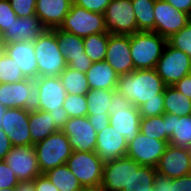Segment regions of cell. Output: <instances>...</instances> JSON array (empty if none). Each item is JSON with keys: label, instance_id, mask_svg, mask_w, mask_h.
I'll use <instances>...</instances> for the list:
<instances>
[{"label": "cell", "instance_id": "cell-1", "mask_svg": "<svg viewBox=\"0 0 191 191\" xmlns=\"http://www.w3.org/2000/svg\"><path fill=\"white\" fill-rule=\"evenodd\" d=\"M156 175V168L141 166L126 155L104 164L100 187L103 191H135L140 184L154 183Z\"/></svg>", "mask_w": 191, "mask_h": 191}, {"label": "cell", "instance_id": "cell-2", "mask_svg": "<svg viewBox=\"0 0 191 191\" xmlns=\"http://www.w3.org/2000/svg\"><path fill=\"white\" fill-rule=\"evenodd\" d=\"M165 87L154 68L120 75L116 90L138 108L148 100L159 99V94H164Z\"/></svg>", "mask_w": 191, "mask_h": 191}, {"label": "cell", "instance_id": "cell-3", "mask_svg": "<svg viewBox=\"0 0 191 191\" xmlns=\"http://www.w3.org/2000/svg\"><path fill=\"white\" fill-rule=\"evenodd\" d=\"M166 44L167 39L154 31H138L130 35V52L134 69H154Z\"/></svg>", "mask_w": 191, "mask_h": 191}, {"label": "cell", "instance_id": "cell-4", "mask_svg": "<svg viewBox=\"0 0 191 191\" xmlns=\"http://www.w3.org/2000/svg\"><path fill=\"white\" fill-rule=\"evenodd\" d=\"M33 43L38 77H59L67 64L59 49L56 33L46 29Z\"/></svg>", "mask_w": 191, "mask_h": 191}, {"label": "cell", "instance_id": "cell-5", "mask_svg": "<svg viewBox=\"0 0 191 191\" xmlns=\"http://www.w3.org/2000/svg\"><path fill=\"white\" fill-rule=\"evenodd\" d=\"M110 102L109 125L121 133L128 144L140 132L141 115L139 110L117 90L113 93Z\"/></svg>", "mask_w": 191, "mask_h": 191}, {"label": "cell", "instance_id": "cell-6", "mask_svg": "<svg viewBox=\"0 0 191 191\" xmlns=\"http://www.w3.org/2000/svg\"><path fill=\"white\" fill-rule=\"evenodd\" d=\"M42 174L48 170L66 164L73 149L68 137L60 130L33 145Z\"/></svg>", "mask_w": 191, "mask_h": 191}, {"label": "cell", "instance_id": "cell-7", "mask_svg": "<svg viewBox=\"0 0 191 191\" xmlns=\"http://www.w3.org/2000/svg\"><path fill=\"white\" fill-rule=\"evenodd\" d=\"M40 92L34 79H24L11 84L0 83V103L6 108H22L35 112L40 106Z\"/></svg>", "mask_w": 191, "mask_h": 191}, {"label": "cell", "instance_id": "cell-8", "mask_svg": "<svg viewBox=\"0 0 191 191\" xmlns=\"http://www.w3.org/2000/svg\"><path fill=\"white\" fill-rule=\"evenodd\" d=\"M66 164L83 188L100 187L104 163L95 151H73Z\"/></svg>", "mask_w": 191, "mask_h": 191}, {"label": "cell", "instance_id": "cell-9", "mask_svg": "<svg viewBox=\"0 0 191 191\" xmlns=\"http://www.w3.org/2000/svg\"><path fill=\"white\" fill-rule=\"evenodd\" d=\"M59 28L82 38L106 33L104 14L88 11L75 3Z\"/></svg>", "mask_w": 191, "mask_h": 191}, {"label": "cell", "instance_id": "cell-10", "mask_svg": "<svg viewBox=\"0 0 191 191\" xmlns=\"http://www.w3.org/2000/svg\"><path fill=\"white\" fill-rule=\"evenodd\" d=\"M190 65V57L167 42L155 70L166 86H174L191 73Z\"/></svg>", "mask_w": 191, "mask_h": 191}, {"label": "cell", "instance_id": "cell-11", "mask_svg": "<svg viewBox=\"0 0 191 191\" xmlns=\"http://www.w3.org/2000/svg\"><path fill=\"white\" fill-rule=\"evenodd\" d=\"M106 32L116 35H133L138 32L131 0H111L104 12Z\"/></svg>", "mask_w": 191, "mask_h": 191}, {"label": "cell", "instance_id": "cell-12", "mask_svg": "<svg viewBox=\"0 0 191 191\" xmlns=\"http://www.w3.org/2000/svg\"><path fill=\"white\" fill-rule=\"evenodd\" d=\"M52 30L56 33V40L67 66L86 73L93 62L85 54L83 38L64 31L59 27Z\"/></svg>", "mask_w": 191, "mask_h": 191}, {"label": "cell", "instance_id": "cell-13", "mask_svg": "<svg viewBox=\"0 0 191 191\" xmlns=\"http://www.w3.org/2000/svg\"><path fill=\"white\" fill-rule=\"evenodd\" d=\"M168 145L165 140H157L139 132L127 145V156L135 160L141 166L156 168L161 156Z\"/></svg>", "mask_w": 191, "mask_h": 191}, {"label": "cell", "instance_id": "cell-14", "mask_svg": "<svg viewBox=\"0 0 191 191\" xmlns=\"http://www.w3.org/2000/svg\"><path fill=\"white\" fill-rule=\"evenodd\" d=\"M4 161L20 181L34 180L42 174L34 146H13Z\"/></svg>", "mask_w": 191, "mask_h": 191}, {"label": "cell", "instance_id": "cell-15", "mask_svg": "<svg viewBox=\"0 0 191 191\" xmlns=\"http://www.w3.org/2000/svg\"><path fill=\"white\" fill-rule=\"evenodd\" d=\"M155 32L168 39L190 22L189 14L175 9L165 0H155Z\"/></svg>", "mask_w": 191, "mask_h": 191}, {"label": "cell", "instance_id": "cell-16", "mask_svg": "<svg viewBox=\"0 0 191 191\" xmlns=\"http://www.w3.org/2000/svg\"><path fill=\"white\" fill-rule=\"evenodd\" d=\"M158 174L178 178L191 173V149L168 143L156 166Z\"/></svg>", "mask_w": 191, "mask_h": 191}, {"label": "cell", "instance_id": "cell-17", "mask_svg": "<svg viewBox=\"0 0 191 191\" xmlns=\"http://www.w3.org/2000/svg\"><path fill=\"white\" fill-rule=\"evenodd\" d=\"M61 131L68 137L73 151H95L97 132L87 116L69 118Z\"/></svg>", "mask_w": 191, "mask_h": 191}, {"label": "cell", "instance_id": "cell-18", "mask_svg": "<svg viewBox=\"0 0 191 191\" xmlns=\"http://www.w3.org/2000/svg\"><path fill=\"white\" fill-rule=\"evenodd\" d=\"M105 61L118 76L135 70L130 52V35H109Z\"/></svg>", "mask_w": 191, "mask_h": 191}, {"label": "cell", "instance_id": "cell-19", "mask_svg": "<svg viewBox=\"0 0 191 191\" xmlns=\"http://www.w3.org/2000/svg\"><path fill=\"white\" fill-rule=\"evenodd\" d=\"M1 129L7 134L12 146L31 145L29 112L22 108H7Z\"/></svg>", "mask_w": 191, "mask_h": 191}, {"label": "cell", "instance_id": "cell-20", "mask_svg": "<svg viewBox=\"0 0 191 191\" xmlns=\"http://www.w3.org/2000/svg\"><path fill=\"white\" fill-rule=\"evenodd\" d=\"M127 145L125 137L108 125L97 133L95 152L105 164L126 156Z\"/></svg>", "mask_w": 191, "mask_h": 191}, {"label": "cell", "instance_id": "cell-21", "mask_svg": "<svg viewBox=\"0 0 191 191\" xmlns=\"http://www.w3.org/2000/svg\"><path fill=\"white\" fill-rule=\"evenodd\" d=\"M34 81L40 92L39 110L46 112L60 110L67 95L60 78L37 77Z\"/></svg>", "mask_w": 191, "mask_h": 191}, {"label": "cell", "instance_id": "cell-22", "mask_svg": "<svg viewBox=\"0 0 191 191\" xmlns=\"http://www.w3.org/2000/svg\"><path fill=\"white\" fill-rule=\"evenodd\" d=\"M4 51L15 61L25 78L35 80L38 77V65L33 42L7 43Z\"/></svg>", "mask_w": 191, "mask_h": 191}, {"label": "cell", "instance_id": "cell-23", "mask_svg": "<svg viewBox=\"0 0 191 191\" xmlns=\"http://www.w3.org/2000/svg\"><path fill=\"white\" fill-rule=\"evenodd\" d=\"M73 0H37L35 14L46 29L60 27Z\"/></svg>", "mask_w": 191, "mask_h": 191}, {"label": "cell", "instance_id": "cell-24", "mask_svg": "<svg viewBox=\"0 0 191 191\" xmlns=\"http://www.w3.org/2000/svg\"><path fill=\"white\" fill-rule=\"evenodd\" d=\"M46 28L40 19L34 16L17 17L11 24L10 29L4 32L6 43L34 42Z\"/></svg>", "mask_w": 191, "mask_h": 191}, {"label": "cell", "instance_id": "cell-25", "mask_svg": "<svg viewBox=\"0 0 191 191\" xmlns=\"http://www.w3.org/2000/svg\"><path fill=\"white\" fill-rule=\"evenodd\" d=\"M166 126L170 144L191 148V115L177 116L166 113Z\"/></svg>", "mask_w": 191, "mask_h": 191}, {"label": "cell", "instance_id": "cell-26", "mask_svg": "<svg viewBox=\"0 0 191 191\" xmlns=\"http://www.w3.org/2000/svg\"><path fill=\"white\" fill-rule=\"evenodd\" d=\"M87 81L90 89L116 90L118 74L104 60L92 63L86 72Z\"/></svg>", "mask_w": 191, "mask_h": 191}, {"label": "cell", "instance_id": "cell-27", "mask_svg": "<svg viewBox=\"0 0 191 191\" xmlns=\"http://www.w3.org/2000/svg\"><path fill=\"white\" fill-rule=\"evenodd\" d=\"M29 129L31 146L47 138L49 135L60 131L53 122L49 112L38 110L29 112Z\"/></svg>", "mask_w": 191, "mask_h": 191}, {"label": "cell", "instance_id": "cell-28", "mask_svg": "<svg viewBox=\"0 0 191 191\" xmlns=\"http://www.w3.org/2000/svg\"><path fill=\"white\" fill-rule=\"evenodd\" d=\"M116 90L90 89L85 95L87 116H109L111 98Z\"/></svg>", "mask_w": 191, "mask_h": 191}, {"label": "cell", "instance_id": "cell-29", "mask_svg": "<svg viewBox=\"0 0 191 191\" xmlns=\"http://www.w3.org/2000/svg\"><path fill=\"white\" fill-rule=\"evenodd\" d=\"M165 113L177 116L191 115V99L179 92L174 86H166L164 89Z\"/></svg>", "mask_w": 191, "mask_h": 191}, {"label": "cell", "instance_id": "cell-30", "mask_svg": "<svg viewBox=\"0 0 191 191\" xmlns=\"http://www.w3.org/2000/svg\"><path fill=\"white\" fill-rule=\"evenodd\" d=\"M44 174L59 191H80L83 188L67 164L50 169Z\"/></svg>", "mask_w": 191, "mask_h": 191}, {"label": "cell", "instance_id": "cell-31", "mask_svg": "<svg viewBox=\"0 0 191 191\" xmlns=\"http://www.w3.org/2000/svg\"><path fill=\"white\" fill-rule=\"evenodd\" d=\"M138 31L155 32V0H131Z\"/></svg>", "mask_w": 191, "mask_h": 191}, {"label": "cell", "instance_id": "cell-32", "mask_svg": "<svg viewBox=\"0 0 191 191\" xmlns=\"http://www.w3.org/2000/svg\"><path fill=\"white\" fill-rule=\"evenodd\" d=\"M59 78L67 94L86 95L90 90L86 73L84 72L67 66Z\"/></svg>", "mask_w": 191, "mask_h": 191}, {"label": "cell", "instance_id": "cell-33", "mask_svg": "<svg viewBox=\"0 0 191 191\" xmlns=\"http://www.w3.org/2000/svg\"><path fill=\"white\" fill-rule=\"evenodd\" d=\"M110 33H98L83 38L85 54L95 63L104 61Z\"/></svg>", "mask_w": 191, "mask_h": 191}, {"label": "cell", "instance_id": "cell-34", "mask_svg": "<svg viewBox=\"0 0 191 191\" xmlns=\"http://www.w3.org/2000/svg\"><path fill=\"white\" fill-rule=\"evenodd\" d=\"M139 131L146 136L169 143L166 126V113L163 115L141 118Z\"/></svg>", "mask_w": 191, "mask_h": 191}, {"label": "cell", "instance_id": "cell-35", "mask_svg": "<svg viewBox=\"0 0 191 191\" xmlns=\"http://www.w3.org/2000/svg\"><path fill=\"white\" fill-rule=\"evenodd\" d=\"M26 79L18 65L5 51L0 52V83L11 84Z\"/></svg>", "mask_w": 191, "mask_h": 191}, {"label": "cell", "instance_id": "cell-36", "mask_svg": "<svg viewBox=\"0 0 191 191\" xmlns=\"http://www.w3.org/2000/svg\"><path fill=\"white\" fill-rule=\"evenodd\" d=\"M63 108L69 118L87 116V100L85 95L67 94Z\"/></svg>", "mask_w": 191, "mask_h": 191}, {"label": "cell", "instance_id": "cell-37", "mask_svg": "<svg viewBox=\"0 0 191 191\" xmlns=\"http://www.w3.org/2000/svg\"><path fill=\"white\" fill-rule=\"evenodd\" d=\"M167 42L174 48L185 52L191 57V24L190 22L178 33L173 34Z\"/></svg>", "mask_w": 191, "mask_h": 191}, {"label": "cell", "instance_id": "cell-38", "mask_svg": "<svg viewBox=\"0 0 191 191\" xmlns=\"http://www.w3.org/2000/svg\"><path fill=\"white\" fill-rule=\"evenodd\" d=\"M141 118L165 114L164 94H159V99L148 100L138 107Z\"/></svg>", "mask_w": 191, "mask_h": 191}, {"label": "cell", "instance_id": "cell-39", "mask_svg": "<svg viewBox=\"0 0 191 191\" xmlns=\"http://www.w3.org/2000/svg\"><path fill=\"white\" fill-rule=\"evenodd\" d=\"M20 180L15 176L9 165L0 160V189L6 191L7 189L16 187Z\"/></svg>", "mask_w": 191, "mask_h": 191}, {"label": "cell", "instance_id": "cell-40", "mask_svg": "<svg viewBox=\"0 0 191 191\" xmlns=\"http://www.w3.org/2000/svg\"><path fill=\"white\" fill-rule=\"evenodd\" d=\"M37 0H9L17 17L34 16Z\"/></svg>", "mask_w": 191, "mask_h": 191}, {"label": "cell", "instance_id": "cell-41", "mask_svg": "<svg viewBox=\"0 0 191 191\" xmlns=\"http://www.w3.org/2000/svg\"><path fill=\"white\" fill-rule=\"evenodd\" d=\"M17 18L9 0H0V29L5 32Z\"/></svg>", "mask_w": 191, "mask_h": 191}, {"label": "cell", "instance_id": "cell-42", "mask_svg": "<svg viewBox=\"0 0 191 191\" xmlns=\"http://www.w3.org/2000/svg\"><path fill=\"white\" fill-rule=\"evenodd\" d=\"M73 3L88 11L104 14L106 7L111 3V0H73Z\"/></svg>", "mask_w": 191, "mask_h": 191}, {"label": "cell", "instance_id": "cell-43", "mask_svg": "<svg viewBox=\"0 0 191 191\" xmlns=\"http://www.w3.org/2000/svg\"><path fill=\"white\" fill-rule=\"evenodd\" d=\"M171 191H191V173L171 180Z\"/></svg>", "mask_w": 191, "mask_h": 191}, {"label": "cell", "instance_id": "cell-44", "mask_svg": "<svg viewBox=\"0 0 191 191\" xmlns=\"http://www.w3.org/2000/svg\"><path fill=\"white\" fill-rule=\"evenodd\" d=\"M33 181L35 184V191H59L58 188H56L45 176V174L37 176Z\"/></svg>", "mask_w": 191, "mask_h": 191}, {"label": "cell", "instance_id": "cell-45", "mask_svg": "<svg viewBox=\"0 0 191 191\" xmlns=\"http://www.w3.org/2000/svg\"><path fill=\"white\" fill-rule=\"evenodd\" d=\"M49 113L52 115L53 122L59 130L63 128L69 119V116L63 107H60V110L49 111Z\"/></svg>", "mask_w": 191, "mask_h": 191}, {"label": "cell", "instance_id": "cell-46", "mask_svg": "<svg viewBox=\"0 0 191 191\" xmlns=\"http://www.w3.org/2000/svg\"><path fill=\"white\" fill-rule=\"evenodd\" d=\"M174 87L187 98L191 99V73L185 75L180 81H178Z\"/></svg>", "mask_w": 191, "mask_h": 191}, {"label": "cell", "instance_id": "cell-47", "mask_svg": "<svg viewBox=\"0 0 191 191\" xmlns=\"http://www.w3.org/2000/svg\"><path fill=\"white\" fill-rule=\"evenodd\" d=\"M171 180L172 178L157 173L153 185L154 191H171Z\"/></svg>", "mask_w": 191, "mask_h": 191}, {"label": "cell", "instance_id": "cell-48", "mask_svg": "<svg viewBox=\"0 0 191 191\" xmlns=\"http://www.w3.org/2000/svg\"><path fill=\"white\" fill-rule=\"evenodd\" d=\"M87 118L97 133L109 125V116H87Z\"/></svg>", "mask_w": 191, "mask_h": 191}, {"label": "cell", "instance_id": "cell-49", "mask_svg": "<svg viewBox=\"0 0 191 191\" xmlns=\"http://www.w3.org/2000/svg\"><path fill=\"white\" fill-rule=\"evenodd\" d=\"M12 147L7 134L0 128V160H4Z\"/></svg>", "mask_w": 191, "mask_h": 191}, {"label": "cell", "instance_id": "cell-50", "mask_svg": "<svg viewBox=\"0 0 191 191\" xmlns=\"http://www.w3.org/2000/svg\"><path fill=\"white\" fill-rule=\"evenodd\" d=\"M171 4L175 9L185 12L186 14L190 13L191 10V0H165Z\"/></svg>", "mask_w": 191, "mask_h": 191}, {"label": "cell", "instance_id": "cell-51", "mask_svg": "<svg viewBox=\"0 0 191 191\" xmlns=\"http://www.w3.org/2000/svg\"><path fill=\"white\" fill-rule=\"evenodd\" d=\"M17 191H35V184L33 180L20 181L16 186Z\"/></svg>", "mask_w": 191, "mask_h": 191}, {"label": "cell", "instance_id": "cell-52", "mask_svg": "<svg viewBox=\"0 0 191 191\" xmlns=\"http://www.w3.org/2000/svg\"><path fill=\"white\" fill-rule=\"evenodd\" d=\"M154 183H146L144 185H139L136 187L135 191H154L153 189Z\"/></svg>", "mask_w": 191, "mask_h": 191}, {"label": "cell", "instance_id": "cell-53", "mask_svg": "<svg viewBox=\"0 0 191 191\" xmlns=\"http://www.w3.org/2000/svg\"><path fill=\"white\" fill-rule=\"evenodd\" d=\"M6 40L4 37V32L0 29V52L4 51V47L6 46Z\"/></svg>", "mask_w": 191, "mask_h": 191}, {"label": "cell", "instance_id": "cell-54", "mask_svg": "<svg viewBox=\"0 0 191 191\" xmlns=\"http://www.w3.org/2000/svg\"><path fill=\"white\" fill-rule=\"evenodd\" d=\"M6 110H7V108L0 103V128L2 126V120H3V116H4V113Z\"/></svg>", "mask_w": 191, "mask_h": 191}, {"label": "cell", "instance_id": "cell-55", "mask_svg": "<svg viewBox=\"0 0 191 191\" xmlns=\"http://www.w3.org/2000/svg\"><path fill=\"white\" fill-rule=\"evenodd\" d=\"M80 191H103L101 187L82 188Z\"/></svg>", "mask_w": 191, "mask_h": 191}, {"label": "cell", "instance_id": "cell-56", "mask_svg": "<svg viewBox=\"0 0 191 191\" xmlns=\"http://www.w3.org/2000/svg\"><path fill=\"white\" fill-rule=\"evenodd\" d=\"M0 191H3L0 189ZM6 191H17L16 187H13V188H10V189H7Z\"/></svg>", "mask_w": 191, "mask_h": 191}]
</instances>
